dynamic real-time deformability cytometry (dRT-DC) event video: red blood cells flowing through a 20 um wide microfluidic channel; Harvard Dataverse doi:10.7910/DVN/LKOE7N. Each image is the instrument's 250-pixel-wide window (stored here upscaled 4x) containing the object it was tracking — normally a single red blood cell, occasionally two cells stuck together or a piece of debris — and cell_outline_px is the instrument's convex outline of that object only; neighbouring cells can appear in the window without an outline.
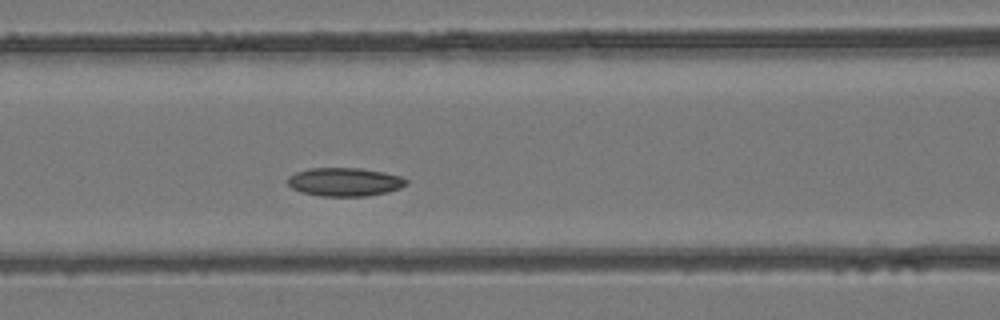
{"species": "common noctule bat (a hibernating species)", "species_latin": "Nyctalus noctula", "temperature_condition": "room temperature", "stored_images_in_passage": 17, "camera_frame_rate_fps": 3000, "um_per_image_px": 0.085, "animal": {"sex": "female", "body_mass_g": 24.6, "forearm_length_mm": 56.2}, "frame": {"image": 1, "passage_image": 12, "time_ms": 3.667, "image_size_px": [1000, 320], "cell_outline_px": [[408, 184], [400, 188], [388, 192], [364, 196], [320, 196], [300, 192], [292, 188], [288, 184], [288, 176], [296, 172], [308, 168], [360, 168], [384, 172], [400, 176], [408, 180]], "centroid_in_image_um": [29.29, 15.46], "position_along_channel_um": 137.3, "area_um2": 19.77}}
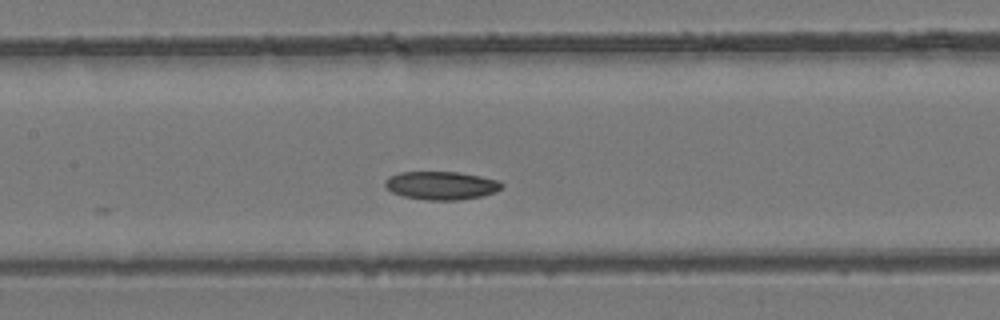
{"frame": {"image": 2, "passage_image": 14, "time_ms": 4.333, "image_size_px": [1000, 320], "cell_outline_px": [[504, 184], [496, 192], [480, 196], [456, 200], [428, 200], [404, 196], [392, 192], [384, 184], [384, 180], [388, 176], [400, 172], [456, 172], [480, 176], [500, 180]], "centroid_in_image_um": [37.5, 15.76], "position_along_channel_um": 169.9, "area_um2": 19.13}}
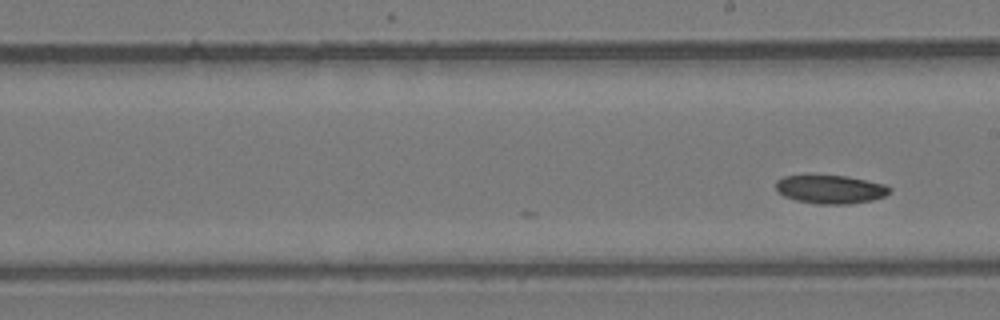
{"frame": {"image": 3, "passage_image": 17, "time_ms": 5.333, "image_size_px": [1000, 320], "cell_outline_px": [[892, 192], [884, 196], [872, 200], [848, 204], [816, 204], [796, 200], [784, 196], [776, 192], [776, 180], [784, 176], [812, 172], [848, 176], [884, 184], [892, 188]], "centroid_in_image_um": [70.53, 16.04], "position_along_channel_um": 218.5, "area_um2": 19.83}}